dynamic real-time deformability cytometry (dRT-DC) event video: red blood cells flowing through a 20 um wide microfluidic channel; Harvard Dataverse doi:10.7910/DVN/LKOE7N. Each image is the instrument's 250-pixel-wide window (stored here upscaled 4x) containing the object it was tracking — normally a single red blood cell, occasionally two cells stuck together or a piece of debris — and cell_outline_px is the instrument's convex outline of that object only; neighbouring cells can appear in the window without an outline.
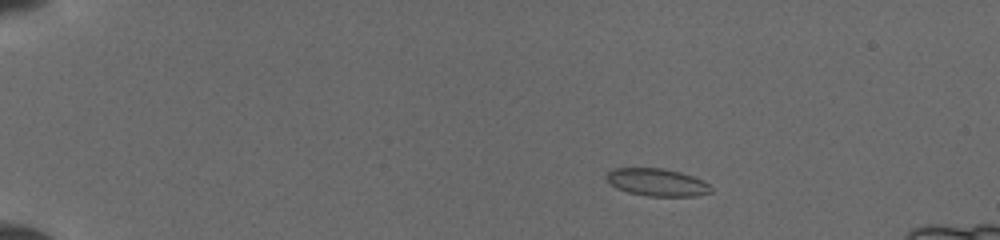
{"species": "common noctule bat (a hibernating species)", "species_latin": "Nyctalus noctula", "temperature_condition": "cold", "stored_images_in_passage": 34, "segment_of_instrument_passage": [1, 2], "camera_frame_rate_fps": 3000, "um_per_image_px": 0.085, "animal": {"sex": "female", "body_mass_g": 19.5, "forearm_length_mm": 54.1}, "frame": {"image": 1, "passage_image": 7, "time_ms": 3.0, "image_size_px": [1000, 240], "cell_outline_px": [[712, 192], [696, 196], [648, 196], [628, 192], [616, 188], [608, 184], [604, 180], [604, 176], [612, 168], [660, 168], [680, 172], [704, 180], [712, 188]], "centroid_in_image_um": [55.8, 15.49], "position_along_channel_um": 29.2, "area_um2": 16.99}}
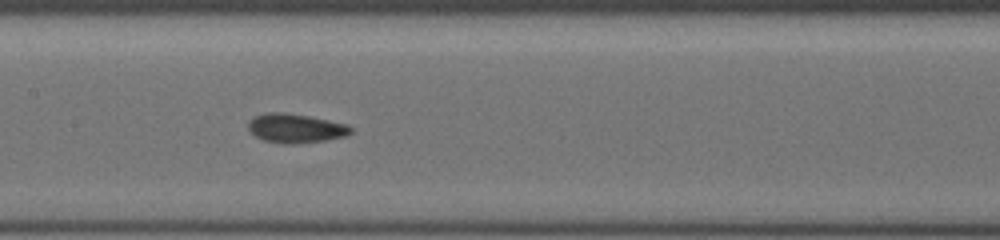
{"frame": {"image": 2, "passage_image": 15, "time_ms": 9.0, "image_size_px": [1000, 240], "cell_outline_px": [[352, 132], [344, 136], [324, 140], [296, 144], [280, 144], [264, 140], [256, 136], [248, 128], [248, 120], [256, 116], [268, 112], [284, 112], [308, 116], [348, 124], [352, 128]], "centroid_in_image_um": [25.12, 10.9], "position_along_channel_um": 182.3, "area_um2": 17.34}}
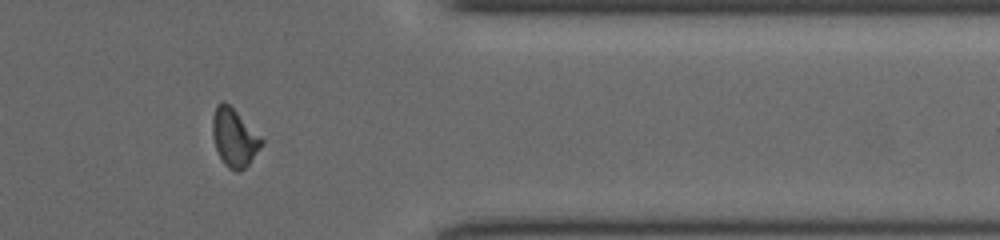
{"frame": {"image": 3, "passage_image": 27, "time_ms": 14.333, "image_size_px": [1000, 240], "cell_outline_px": [[264, 144], [248, 164], [240, 172], [236, 172], [228, 168], [224, 164], [216, 148], [212, 136], [212, 116], [216, 104], [224, 100], [264, 140]], "centroid_in_image_um": [19.89, 11.71], "position_along_channel_um": 391.5, "area_um2": 16.47}}